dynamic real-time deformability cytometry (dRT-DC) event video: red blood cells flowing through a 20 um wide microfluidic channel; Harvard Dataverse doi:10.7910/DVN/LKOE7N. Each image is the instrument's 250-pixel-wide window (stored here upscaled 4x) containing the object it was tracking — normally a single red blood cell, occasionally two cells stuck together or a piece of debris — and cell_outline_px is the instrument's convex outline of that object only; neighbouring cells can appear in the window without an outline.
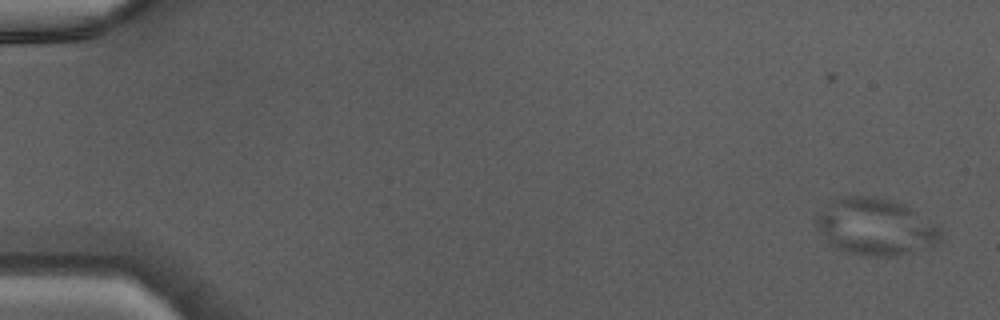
{"species": "Egyptian fruit bat (a non-hibernating species)", "species_latin": "Rousettus aegyptiacus", "temperature_condition": "warm", "stored_images_in_passage": 46, "camera_frame_rate_fps": 3000, "um_per_image_px": 0.085, "animal": {"sex": "male"}, "frame": {"image": 1, "passage_image": 1, "time_ms": 0.0, "image_size_px": [1000, 320], "cell_outline_px": [[940, 240], [932, 248], [896, 256], [860, 256], [844, 252], [828, 244], [820, 232], [816, 224], [816, 216], [828, 200], [840, 196], [876, 196], [892, 200], [904, 204], [940, 228]], "centroid_in_image_um": [74.38, 19.29], "position_along_channel_um": 10.6, "area_um2": 41.85}}
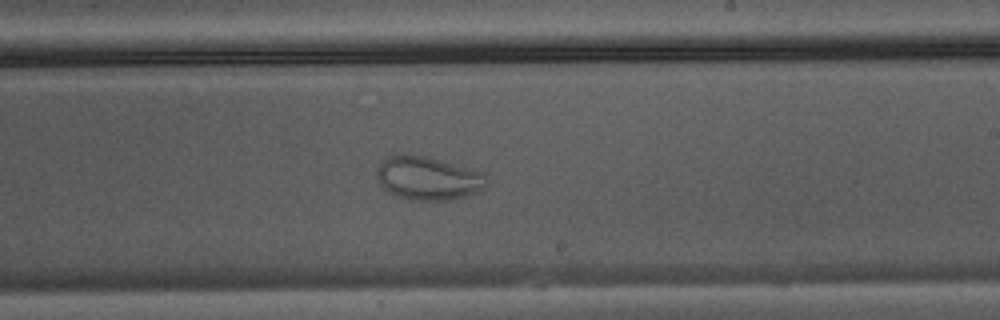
{"frame": {"image": 2, "passage_image": 28, "time_ms": 9.0, "image_size_px": [1000, 320], "cell_outline_px": [[488, 184], [484, 188], [468, 196], [452, 200], [412, 200], [396, 196], [388, 192], [380, 184], [376, 176], [376, 168], [388, 156], [428, 156], [484, 172], [488, 180]], "centroid_in_image_um": [36.42, 15.17], "position_along_channel_um": 252.6, "area_um2": 27.86}}
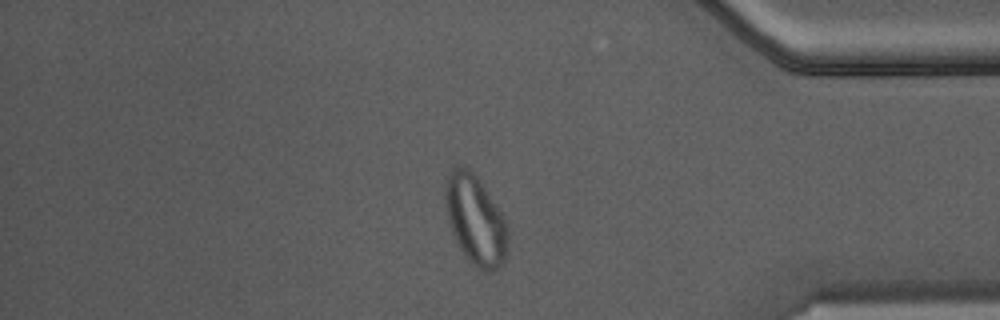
{"frame": {"image": 3, "passage_image": 39, "time_ms": 12.667, "image_size_px": [1000, 320], "cell_outline_px": [[508, 248], [504, 260], [496, 268], [488, 272], [476, 268], [464, 256], [452, 236], [444, 204], [444, 188], [448, 176], [452, 168], [456, 164], [460, 164], [468, 168], [480, 180], [508, 224]], "centroid_in_image_um": [40.38, 18.69], "position_along_channel_um": 394.8, "area_um2": 33.06}}